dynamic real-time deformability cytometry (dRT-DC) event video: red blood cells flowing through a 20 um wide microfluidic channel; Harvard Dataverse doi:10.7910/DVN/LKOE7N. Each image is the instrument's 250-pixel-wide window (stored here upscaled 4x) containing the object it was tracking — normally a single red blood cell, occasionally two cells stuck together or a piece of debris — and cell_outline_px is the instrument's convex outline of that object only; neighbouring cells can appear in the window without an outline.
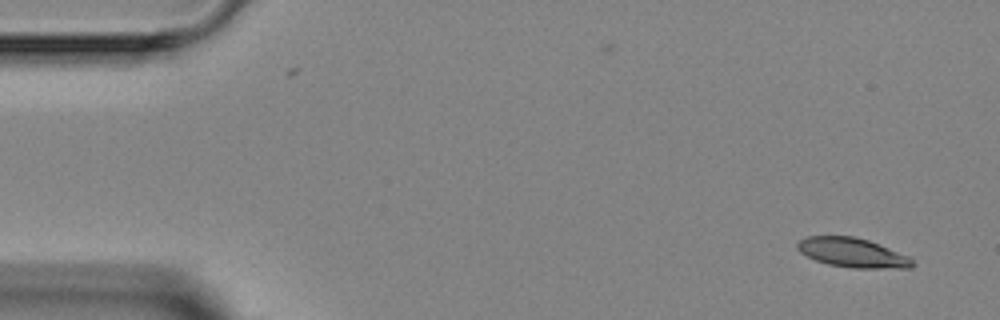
{"species": "Egyptian fruit bat (a non-hibernating species)", "species_latin": "Rousettus aegyptiacus", "temperature_condition": "room temperature", "stored_images_in_passage": 2, "camera_frame_rate_fps": 3000, "um_per_image_px": 0.085, "animal": {"sex": "female"}, "frame": {"image": 1, "passage_image": 2, "time_ms": 1.333, "image_size_px": [1000, 320], "cell_outline_px": [[916, 264], [912, 268], [852, 268], [828, 264], [816, 260], [800, 252], [796, 248], [796, 244], [800, 240], [808, 236], [856, 236], [868, 240], [908, 256]], "centroid_in_image_um": [72.46, 21.48], "position_along_channel_um": 12.5, "area_um2": 19.59}}